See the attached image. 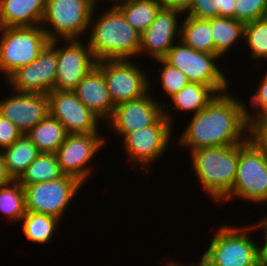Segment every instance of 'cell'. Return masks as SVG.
<instances>
[{
	"instance_id": "1",
	"label": "cell",
	"mask_w": 267,
	"mask_h": 266,
	"mask_svg": "<svg viewBox=\"0 0 267 266\" xmlns=\"http://www.w3.org/2000/svg\"><path fill=\"white\" fill-rule=\"evenodd\" d=\"M229 93L217 94L205 108L192 115L178 137L181 148L187 147L192 152L203 147L231 146L252 136L245 102Z\"/></svg>"
},
{
	"instance_id": "2",
	"label": "cell",
	"mask_w": 267,
	"mask_h": 266,
	"mask_svg": "<svg viewBox=\"0 0 267 266\" xmlns=\"http://www.w3.org/2000/svg\"><path fill=\"white\" fill-rule=\"evenodd\" d=\"M97 7L96 5L91 16L90 34L85 39L96 61L138 59L141 33L130 26L115 5L103 10L100 17L95 18Z\"/></svg>"
},
{
	"instance_id": "3",
	"label": "cell",
	"mask_w": 267,
	"mask_h": 266,
	"mask_svg": "<svg viewBox=\"0 0 267 266\" xmlns=\"http://www.w3.org/2000/svg\"><path fill=\"white\" fill-rule=\"evenodd\" d=\"M192 170L212 202L220 203L232 190L239 158V144L203 147L189 153Z\"/></svg>"
},
{
	"instance_id": "4",
	"label": "cell",
	"mask_w": 267,
	"mask_h": 266,
	"mask_svg": "<svg viewBox=\"0 0 267 266\" xmlns=\"http://www.w3.org/2000/svg\"><path fill=\"white\" fill-rule=\"evenodd\" d=\"M236 198L260 205L267 204V152L253 136L239 144L234 184L221 203Z\"/></svg>"
},
{
	"instance_id": "5",
	"label": "cell",
	"mask_w": 267,
	"mask_h": 266,
	"mask_svg": "<svg viewBox=\"0 0 267 266\" xmlns=\"http://www.w3.org/2000/svg\"><path fill=\"white\" fill-rule=\"evenodd\" d=\"M251 226L222 225L211 238L202 259L210 266H260L258 240ZM251 234V236H249Z\"/></svg>"
},
{
	"instance_id": "6",
	"label": "cell",
	"mask_w": 267,
	"mask_h": 266,
	"mask_svg": "<svg viewBox=\"0 0 267 266\" xmlns=\"http://www.w3.org/2000/svg\"><path fill=\"white\" fill-rule=\"evenodd\" d=\"M49 42L41 25L0 28L1 77L6 79L16 69L36 60Z\"/></svg>"
},
{
	"instance_id": "7",
	"label": "cell",
	"mask_w": 267,
	"mask_h": 266,
	"mask_svg": "<svg viewBox=\"0 0 267 266\" xmlns=\"http://www.w3.org/2000/svg\"><path fill=\"white\" fill-rule=\"evenodd\" d=\"M95 6L91 0H46L41 27L50 41L80 39L88 35Z\"/></svg>"
},
{
	"instance_id": "8",
	"label": "cell",
	"mask_w": 267,
	"mask_h": 266,
	"mask_svg": "<svg viewBox=\"0 0 267 266\" xmlns=\"http://www.w3.org/2000/svg\"><path fill=\"white\" fill-rule=\"evenodd\" d=\"M163 59L181 70L189 82L210 86L217 94L228 91L229 80L218 66L221 57L217 54L194 50L179 40Z\"/></svg>"
},
{
	"instance_id": "9",
	"label": "cell",
	"mask_w": 267,
	"mask_h": 266,
	"mask_svg": "<svg viewBox=\"0 0 267 266\" xmlns=\"http://www.w3.org/2000/svg\"><path fill=\"white\" fill-rule=\"evenodd\" d=\"M173 127L163 115L154 125L127 133L121 144L123 143L128 164L130 162L133 169L141 167V170L148 173L152 165L165 155L164 152L173 139Z\"/></svg>"
},
{
	"instance_id": "10",
	"label": "cell",
	"mask_w": 267,
	"mask_h": 266,
	"mask_svg": "<svg viewBox=\"0 0 267 266\" xmlns=\"http://www.w3.org/2000/svg\"><path fill=\"white\" fill-rule=\"evenodd\" d=\"M83 185L69 175L53 181L21 185L25 191L26 211L51 215L63 220L66 210Z\"/></svg>"
},
{
	"instance_id": "11",
	"label": "cell",
	"mask_w": 267,
	"mask_h": 266,
	"mask_svg": "<svg viewBox=\"0 0 267 266\" xmlns=\"http://www.w3.org/2000/svg\"><path fill=\"white\" fill-rule=\"evenodd\" d=\"M136 63L131 59L101 60L96 63L103 73L107 90L115 106L152 92L151 77H148L139 63Z\"/></svg>"
},
{
	"instance_id": "12",
	"label": "cell",
	"mask_w": 267,
	"mask_h": 266,
	"mask_svg": "<svg viewBox=\"0 0 267 266\" xmlns=\"http://www.w3.org/2000/svg\"><path fill=\"white\" fill-rule=\"evenodd\" d=\"M106 140L107 137H102L100 132L68 134L55 153L62 172L75 177L85 185L89 183L88 179L93 173L91 167L93 158H96L97 152L99 153L107 144Z\"/></svg>"
},
{
	"instance_id": "13",
	"label": "cell",
	"mask_w": 267,
	"mask_h": 266,
	"mask_svg": "<svg viewBox=\"0 0 267 266\" xmlns=\"http://www.w3.org/2000/svg\"><path fill=\"white\" fill-rule=\"evenodd\" d=\"M57 45L59 40L50 41L38 58L28 65L16 69L6 79L12 91L48 94L54 90L57 73ZM7 80V81H6Z\"/></svg>"
},
{
	"instance_id": "14",
	"label": "cell",
	"mask_w": 267,
	"mask_h": 266,
	"mask_svg": "<svg viewBox=\"0 0 267 266\" xmlns=\"http://www.w3.org/2000/svg\"><path fill=\"white\" fill-rule=\"evenodd\" d=\"M63 41L65 44L57 46L54 90L73 91L84 76L96 66L97 61L88 43H84L81 38Z\"/></svg>"
},
{
	"instance_id": "15",
	"label": "cell",
	"mask_w": 267,
	"mask_h": 266,
	"mask_svg": "<svg viewBox=\"0 0 267 266\" xmlns=\"http://www.w3.org/2000/svg\"><path fill=\"white\" fill-rule=\"evenodd\" d=\"M149 91L139 99L120 103L104 124L121 139L127 134L154 125L163 116V102L154 99ZM111 128V129H110Z\"/></svg>"
},
{
	"instance_id": "16",
	"label": "cell",
	"mask_w": 267,
	"mask_h": 266,
	"mask_svg": "<svg viewBox=\"0 0 267 266\" xmlns=\"http://www.w3.org/2000/svg\"><path fill=\"white\" fill-rule=\"evenodd\" d=\"M49 114L57 119L68 134L98 133L101 120L88 109L73 91L53 90L48 94Z\"/></svg>"
},
{
	"instance_id": "17",
	"label": "cell",
	"mask_w": 267,
	"mask_h": 266,
	"mask_svg": "<svg viewBox=\"0 0 267 266\" xmlns=\"http://www.w3.org/2000/svg\"><path fill=\"white\" fill-rule=\"evenodd\" d=\"M181 15L183 16V13L179 10L161 7L155 20L141 34L138 56L145 53L144 55L152 60L163 59L173 45L180 40L181 20L179 17Z\"/></svg>"
},
{
	"instance_id": "18",
	"label": "cell",
	"mask_w": 267,
	"mask_h": 266,
	"mask_svg": "<svg viewBox=\"0 0 267 266\" xmlns=\"http://www.w3.org/2000/svg\"><path fill=\"white\" fill-rule=\"evenodd\" d=\"M15 92V93H14ZM9 92V97L0 100V115L11 121L26 134L49 114L47 94Z\"/></svg>"
},
{
	"instance_id": "19",
	"label": "cell",
	"mask_w": 267,
	"mask_h": 266,
	"mask_svg": "<svg viewBox=\"0 0 267 266\" xmlns=\"http://www.w3.org/2000/svg\"><path fill=\"white\" fill-rule=\"evenodd\" d=\"M78 99L102 121H108L112 116L115 105L101 70L95 66L78 83L73 90Z\"/></svg>"
},
{
	"instance_id": "20",
	"label": "cell",
	"mask_w": 267,
	"mask_h": 266,
	"mask_svg": "<svg viewBox=\"0 0 267 266\" xmlns=\"http://www.w3.org/2000/svg\"><path fill=\"white\" fill-rule=\"evenodd\" d=\"M46 0H0V28L39 26Z\"/></svg>"
},
{
	"instance_id": "21",
	"label": "cell",
	"mask_w": 267,
	"mask_h": 266,
	"mask_svg": "<svg viewBox=\"0 0 267 266\" xmlns=\"http://www.w3.org/2000/svg\"><path fill=\"white\" fill-rule=\"evenodd\" d=\"M216 95L217 93L210 86L189 82L179 92L170 97V100H172L171 102L174 103L173 105L170 103H168V105L163 104V115L172 125H175L172 113H168L170 111L168 110V106L174 111L192 112V114L195 115L205 108Z\"/></svg>"
},
{
	"instance_id": "22",
	"label": "cell",
	"mask_w": 267,
	"mask_h": 266,
	"mask_svg": "<svg viewBox=\"0 0 267 266\" xmlns=\"http://www.w3.org/2000/svg\"><path fill=\"white\" fill-rule=\"evenodd\" d=\"M208 20L214 42V54L224 58L223 56L243 39L245 24L231 17H214Z\"/></svg>"
},
{
	"instance_id": "23",
	"label": "cell",
	"mask_w": 267,
	"mask_h": 266,
	"mask_svg": "<svg viewBox=\"0 0 267 266\" xmlns=\"http://www.w3.org/2000/svg\"><path fill=\"white\" fill-rule=\"evenodd\" d=\"M7 172L17 181L30 163L41 153L30 138L23 134L11 146L1 151Z\"/></svg>"
},
{
	"instance_id": "24",
	"label": "cell",
	"mask_w": 267,
	"mask_h": 266,
	"mask_svg": "<svg viewBox=\"0 0 267 266\" xmlns=\"http://www.w3.org/2000/svg\"><path fill=\"white\" fill-rule=\"evenodd\" d=\"M40 152L56 153L68 133L65 127L48 114L42 121L26 133Z\"/></svg>"
},
{
	"instance_id": "25",
	"label": "cell",
	"mask_w": 267,
	"mask_h": 266,
	"mask_svg": "<svg viewBox=\"0 0 267 266\" xmlns=\"http://www.w3.org/2000/svg\"><path fill=\"white\" fill-rule=\"evenodd\" d=\"M115 6L130 26L142 34L155 20L162 4L159 0H120Z\"/></svg>"
},
{
	"instance_id": "26",
	"label": "cell",
	"mask_w": 267,
	"mask_h": 266,
	"mask_svg": "<svg viewBox=\"0 0 267 266\" xmlns=\"http://www.w3.org/2000/svg\"><path fill=\"white\" fill-rule=\"evenodd\" d=\"M181 19L180 40L194 50L214 54V42L208 19H198L190 15Z\"/></svg>"
},
{
	"instance_id": "27",
	"label": "cell",
	"mask_w": 267,
	"mask_h": 266,
	"mask_svg": "<svg viewBox=\"0 0 267 266\" xmlns=\"http://www.w3.org/2000/svg\"><path fill=\"white\" fill-rule=\"evenodd\" d=\"M22 222V232L28 241L38 244H48L52 241V236L56 235V229L61 220L58 218L26 211V214L20 221ZM55 233V234H54Z\"/></svg>"
},
{
	"instance_id": "28",
	"label": "cell",
	"mask_w": 267,
	"mask_h": 266,
	"mask_svg": "<svg viewBox=\"0 0 267 266\" xmlns=\"http://www.w3.org/2000/svg\"><path fill=\"white\" fill-rule=\"evenodd\" d=\"M65 174L57 161L55 153L41 152L17 180L21 185L47 182L60 179Z\"/></svg>"
},
{
	"instance_id": "29",
	"label": "cell",
	"mask_w": 267,
	"mask_h": 266,
	"mask_svg": "<svg viewBox=\"0 0 267 266\" xmlns=\"http://www.w3.org/2000/svg\"><path fill=\"white\" fill-rule=\"evenodd\" d=\"M0 212L9 223L18 224L26 214L25 191L18 181L0 187Z\"/></svg>"
},
{
	"instance_id": "30",
	"label": "cell",
	"mask_w": 267,
	"mask_h": 266,
	"mask_svg": "<svg viewBox=\"0 0 267 266\" xmlns=\"http://www.w3.org/2000/svg\"><path fill=\"white\" fill-rule=\"evenodd\" d=\"M251 51V60H267V17L256 19L244 26L243 41Z\"/></svg>"
},
{
	"instance_id": "31",
	"label": "cell",
	"mask_w": 267,
	"mask_h": 266,
	"mask_svg": "<svg viewBox=\"0 0 267 266\" xmlns=\"http://www.w3.org/2000/svg\"><path fill=\"white\" fill-rule=\"evenodd\" d=\"M154 61L162 65V67L157 70L160 73L157 81L161 83V88H163L164 93L169 95L168 98L179 92L189 83L186 75L181 70L171 66L164 59H157Z\"/></svg>"
},
{
	"instance_id": "32",
	"label": "cell",
	"mask_w": 267,
	"mask_h": 266,
	"mask_svg": "<svg viewBox=\"0 0 267 266\" xmlns=\"http://www.w3.org/2000/svg\"><path fill=\"white\" fill-rule=\"evenodd\" d=\"M264 74L261 77L263 79L259 82L260 85L257 86L254 94L249 98L254 112L253 110L249 111V107L245 106L246 118L251 127L262 119L267 118V73Z\"/></svg>"
},
{
	"instance_id": "33",
	"label": "cell",
	"mask_w": 267,
	"mask_h": 266,
	"mask_svg": "<svg viewBox=\"0 0 267 266\" xmlns=\"http://www.w3.org/2000/svg\"><path fill=\"white\" fill-rule=\"evenodd\" d=\"M267 17V0H236L234 19L244 24Z\"/></svg>"
},
{
	"instance_id": "34",
	"label": "cell",
	"mask_w": 267,
	"mask_h": 266,
	"mask_svg": "<svg viewBox=\"0 0 267 266\" xmlns=\"http://www.w3.org/2000/svg\"><path fill=\"white\" fill-rule=\"evenodd\" d=\"M185 15L198 19L222 17V0H194Z\"/></svg>"
},
{
	"instance_id": "35",
	"label": "cell",
	"mask_w": 267,
	"mask_h": 266,
	"mask_svg": "<svg viewBox=\"0 0 267 266\" xmlns=\"http://www.w3.org/2000/svg\"><path fill=\"white\" fill-rule=\"evenodd\" d=\"M23 133L8 119L0 115V151L11 146Z\"/></svg>"
},
{
	"instance_id": "36",
	"label": "cell",
	"mask_w": 267,
	"mask_h": 266,
	"mask_svg": "<svg viewBox=\"0 0 267 266\" xmlns=\"http://www.w3.org/2000/svg\"><path fill=\"white\" fill-rule=\"evenodd\" d=\"M253 231L258 228L262 231V238L264 241H260L258 244V259L260 266H267V215L262 218L258 223L249 224Z\"/></svg>"
},
{
	"instance_id": "37",
	"label": "cell",
	"mask_w": 267,
	"mask_h": 266,
	"mask_svg": "<svg viewBox=\"0 0 267 266\" xmlns=\"http://www.w3.org/2000/svg\"><path fill=\"white\" fill-rule=\"evenodd\" d=\"M252 136L267 152V118L252 127Z\"/></svg>"
},
{
	"instance_id": "38",
	"label": "cell",
	"mask_w": 267,
	"mask_h": 266,
	"mask_svg": "<svg viewBox=\"0 0 267 266\" xmlns=\"http://www.w3.org/2000/svg\"><path fill=\"white\" fill-rule=\"evenodd\" d=\"M162 7H169L179 10L183 14L186 13L192 6L194 0H159Z\"/></svg>"
},
{
	"instance_id": "39",
	"label": "cell",
	"mask_w": 267,
	"mask_h": 266,
	"mask_svg": "<svg viewBox=\"0 0 267 266\" xmlns=\"http://www.w3.org/2000/svg\"><path fill=\"white\" fill-rule=\"evenodd\" d=\"M12 181H13L12 178L9 176L7 172L4 157L0 151V187L9 184Z\"/></svg>"
},
{
	"instance_id": "40",
	"label": "cell",
	"mask_w": 267,
	"mask_h": 266,
	"mask_svg": "<svg viewBox=\"0 0 267 266\" xmlns=\"http://www.w3.org/2000/svg\"><path fill=\"white\" fill-rule=\"evenodd\" d=\"M236 0H222V17L234 18Z\"/></svg>"
},
{
	"instance_id": "41",
	"label": "cell",
	"mask_w": 267,
	"mask_h": 266,
	"mask_svg": "<svg viewBox=\"0 0 267 266\" xmlns=\"http://www.w3.org/2000/svg\"><path fill=\"white\" fill-rule=\"evenodd\" d=\"M175 260H176V258L174 259V261H173V259H172V262L176 265V266H210L208 263H206L202 258H201V260H199V262H196V264H195V262L193 261V264L192 263H190V264H187V265H183L182 264V262H179L178 263V261H176L175 262ZM181 263V264H180Z\"/></svg>"
},
{
	"instance_id": "42",
	"label": "cell",
	"mask_w": 267,
	"mask_h": 266,
	"mask_svg": "<svg viewBox=\"0 0 267 266\" xmlns=\"http://www.w3.org/2000/svg\"><path fill=\"white\" fill-rule=\"evenodd\" d=\"M95 5L99 4L101 0H91ZM103 1H109L112 2L110 5H115L117 2H119L120 0H103Z\"/></svg>"
}]
</instances>
